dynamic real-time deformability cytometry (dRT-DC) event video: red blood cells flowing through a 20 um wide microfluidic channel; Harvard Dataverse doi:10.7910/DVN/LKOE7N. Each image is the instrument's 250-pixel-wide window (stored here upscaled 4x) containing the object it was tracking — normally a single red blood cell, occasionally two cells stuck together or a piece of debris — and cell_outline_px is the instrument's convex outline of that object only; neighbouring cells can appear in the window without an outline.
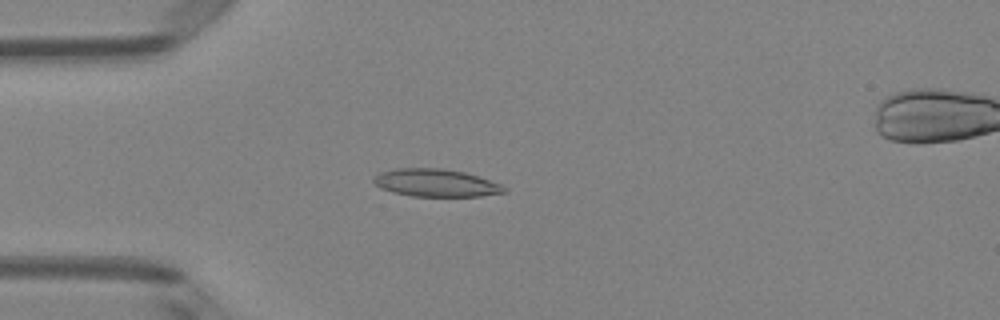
{"species": "Egyptian fruit bat (a non-hibernating species)", "species_latin": "Rousettus aegyptiacus", "temperature_condition": "room temperature", "stored_images_in_passage": 50, "camera_frame_rate_fps": 3000, "um_per_image_px": 0.085, "animal": {"sex": "female"}, "frame": {"image": 1, "passage_image": 14, "time_ms": 4.333, "image_size_px": [1000, 320], "cell_outline_px": [[508, 192], [480, 196], [412, 196], [392, 192], [380, 188], [372, 180], [372, 176], [380, 172], [396, 168], [440, 168], [464, 172], [500, 184], [508, 188]], "centroid_in_image_um": [37.02, 15.54], "position_along_channel_um": 48.0, "area_um2": 21.04}}
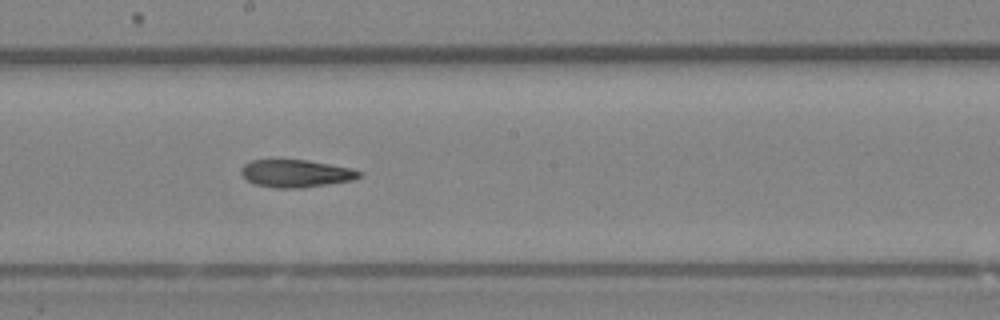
{"frame": {"image": 2, "passage_image": 28, "time_ms": 9.0, "image_size_px": [1000, 320], "cell_outline_px": [[364, 172], [360, 176], [352, 180], [300, 188], [272, 188], [256, 184], [248, 180], [240, 172], [240, 168], [244, 164], [252, 160], [308, 160], [352, 168]], "centroid_in_image_um": [25.16, 14.74], "position_along_channel_um": 223.0, "area_um2": 18.9}}
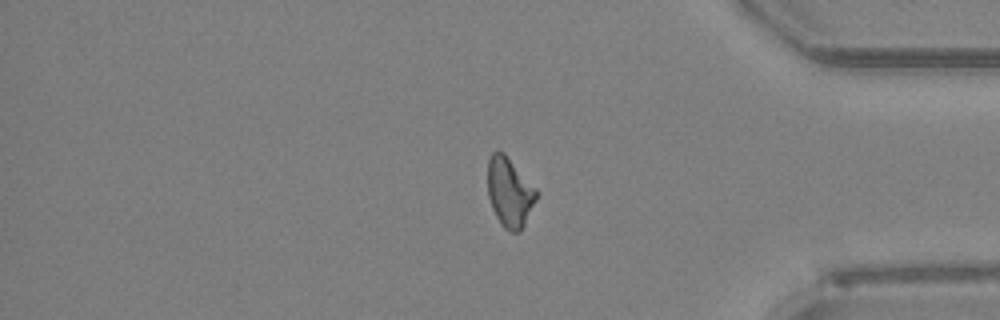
{"frame": {"image": 3, "passage_image": 42, "time_ms": 13.667, "image_size_px": [1000, 320], "cell_outline_px": [[536, 200], [520, 232], [512, 232], [504, 228], [500, 224], [492, 208], [488, 196], [488, 160], [492, 152], [504, 152], [536, 188]], "centroid_in_image_um": [43.3, 16.34], "position_along_channel_um": 391.9, "area_um2": 19.54}, "authors_computed_cell_mechanics": {"area_um2": 19.941, "velocity_mm_per_s": 4.0743, "shape_relaxation_time_tau1_ms": 10.1711, "shape_relaxation_time_tau2_ms": 2.9343, "deformation_change_tau1": 0.2191, "deformation_change_tau2": 0.1063}}